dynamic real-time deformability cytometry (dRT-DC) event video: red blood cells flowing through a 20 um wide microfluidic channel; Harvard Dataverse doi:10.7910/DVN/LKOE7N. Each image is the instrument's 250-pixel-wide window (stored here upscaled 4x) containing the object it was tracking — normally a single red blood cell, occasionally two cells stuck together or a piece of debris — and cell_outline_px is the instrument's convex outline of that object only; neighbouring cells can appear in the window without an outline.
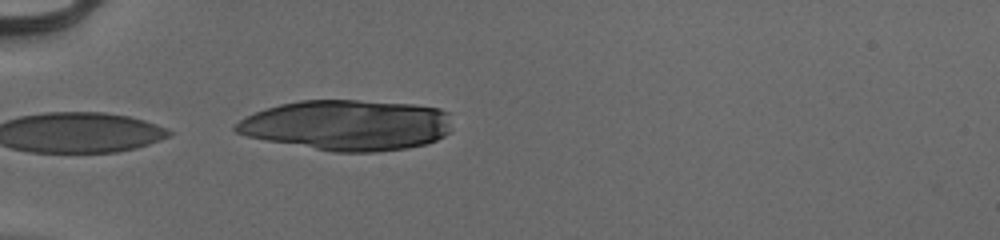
{"species": "human", "species_latin": "Homo sapiens", "temperature_condition": "cold", "stored_images_in_passage": 22, "camera_frame_rate_fps": 3000, "um_per_image_px": 0.085, "donor": {"sex": "male"}, "frame": {"image": 1, "passage_image": 1, "time_ms": 0.0, "image_size_px": [1000, 240], "cell_outline_px": [[452, 128], [444, 136], [436, 140], [424, 144], [408, 148], [376, 152], [332, 152], [268, 140], [248, 136], [236, 132], [232, 128], [240, 120], [256, 112], [280, 104], [300, 100], [356, 100], [412, 104], [440, 108], [448, 112]], "centroid_in_image_um": [29.55, 10.63], "position_along_channel_um": 55.4, "area_um2": 63.58}}